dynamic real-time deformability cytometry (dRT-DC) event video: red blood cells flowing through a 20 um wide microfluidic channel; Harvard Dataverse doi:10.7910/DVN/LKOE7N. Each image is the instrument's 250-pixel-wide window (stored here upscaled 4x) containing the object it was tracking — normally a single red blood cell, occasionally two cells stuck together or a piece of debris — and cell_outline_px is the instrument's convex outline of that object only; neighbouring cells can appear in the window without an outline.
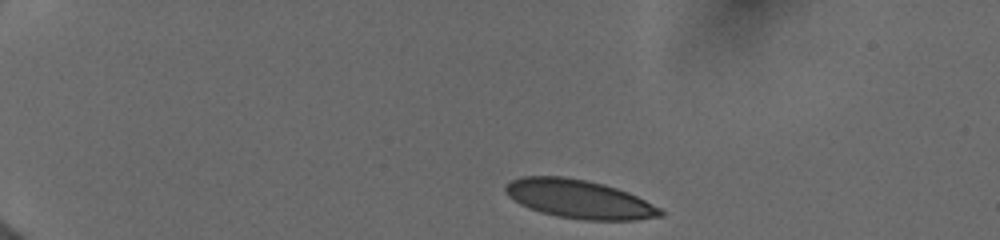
{"species": "human", "species_latin": "Homo sapiens", "temperature_condition": "cold", "stored_images_in_passage": 18, "camera_frame_rate_fps": 3000, "um_per_image_px": 0.085, "donor": {"sex": "female"}, "frame": {"image": 1, "passage_image": 1, "time_ms": 0.0, "image_size_px": [1000, 240], "cell_outline_px": [[664, 216], [636, 220], [584, 220], [556, 216], [540, 212], [528, 208], [520, 204], [508, 196], [504, 188], [512, 180], [520, 176], [560, 176], [584, 180], [604, 184], [628, 192], [660, 208], [664, 212]], "centroid_in_image_um": [49.22, 16.93], "position_along_channel_um": 35.8, "area_um2": 34.74}}
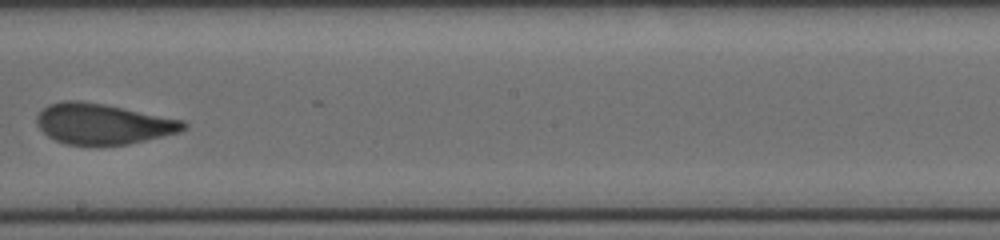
{"frame": {"image": 2, "passage_image": 8, "time_ms": 7.333, "image_size_px": [1000, 240], "cell_outline_px": [[188, 124], [180, 132], [128, 144], [96, 148], [64, 144], [48, 136], [36, 124], [36, 116], [48, 104], [60, 100], [80, 100], [104, 104], [184, 120]], "centroid_in_image_um": [8.71, 10.56], "position_along_channel_um": 239.5, "area_um2": 35.43}}
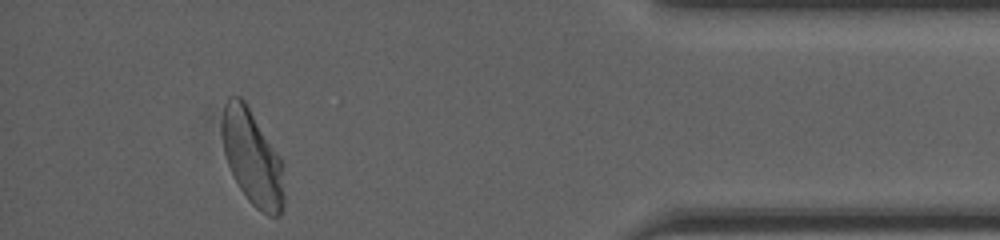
{"frame": {"image": 3, "passage_image": 16, "time_ms": 12.667, "image_size_px": [1000, 240], "cell_outline_px": [[284, 204], [280, 216], [268, 216], [256, 208], [248, 200], [240, 188], [228, 164], [224, 152], [220, 128], [224, 104], [228, 96], [240, 96], [248, 104], [280, 156], [284, 164]], "centroid_in_image_um": [21.46, 13.37], "position_along_channel_um": 413.7, "area_um2": 35.03}, "authors_computed_cell_mechanics": {"area_um2": 35.4025, "velocity_mm_per_s": 3.9723, "shape_relaxation_time_tau1_ms": 5.2498, "shape_relaxation_time_tau2_ms": null, "deformation_change_tau1": 0.16, "deformation_change_tau2": null}}